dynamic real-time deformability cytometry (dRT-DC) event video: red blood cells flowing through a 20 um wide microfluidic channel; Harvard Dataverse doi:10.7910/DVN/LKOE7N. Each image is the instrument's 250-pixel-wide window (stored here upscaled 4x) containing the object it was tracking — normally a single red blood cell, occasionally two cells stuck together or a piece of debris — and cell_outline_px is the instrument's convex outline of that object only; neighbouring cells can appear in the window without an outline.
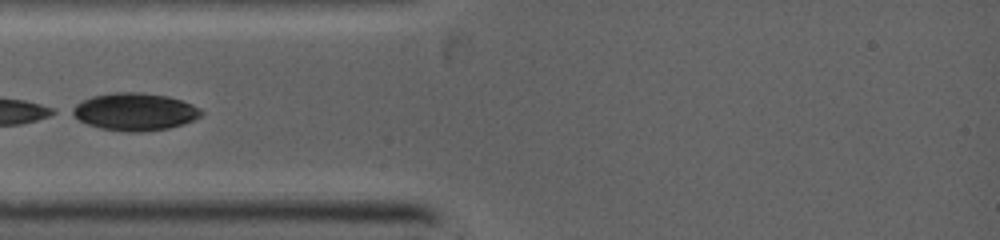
{"species": "common noctule bat (a hibernating species)", "species_latin": "Nyctalus noctula", "temperature_condition": "warm", "stored_images_in_passage": 9, "camera_frame_rate_fps": 5000, "um_per_image_px": 0.085, "animal": {"sex": "female", "body_mass_g": 19.0, "forearm_length_mm": 53.3}, "frame": {"image": 1, "passage_image": 1, "time_ms": 0.0, "image_size_px": [1000, 240], "cell_outline_px": [[204, 112], [200, 116], [184, 124], [168, 128], [140, 132], [128, 132], [100, 128], [88, 124], [80, 120], [68, 112], [68, 108], [92, 96], [112, 92], [140, 92], [168, 96], [192, 104], [200, 108]], "centroid_in_image_um": [11.42, 9.49], "position_along_channel_um": 73.6, "area_um2": 28.26}}
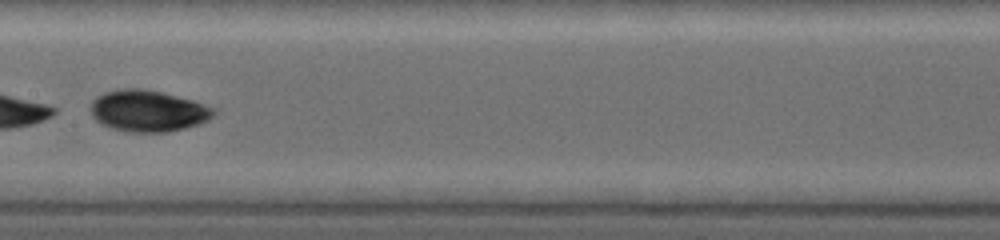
{"frame": {"image": 2, "passage_image": 6, "time_ms": 2.6, "image_size_px": [1000, 240], "cell_outline_px": [[216, 112], [208, 120], [200, 124], [168, 132], [132, 132], [108, 128], [100, 124], [92, 116], [92, 100], [96, 96], [104, 92], [120, 88], [140, 88], [160, 92], [192, 100], [216, 108]], "centroid_in_image_um": [12.56, 9.43], "position_along_channel_um": 194.8, "area_um2": 29.82}}